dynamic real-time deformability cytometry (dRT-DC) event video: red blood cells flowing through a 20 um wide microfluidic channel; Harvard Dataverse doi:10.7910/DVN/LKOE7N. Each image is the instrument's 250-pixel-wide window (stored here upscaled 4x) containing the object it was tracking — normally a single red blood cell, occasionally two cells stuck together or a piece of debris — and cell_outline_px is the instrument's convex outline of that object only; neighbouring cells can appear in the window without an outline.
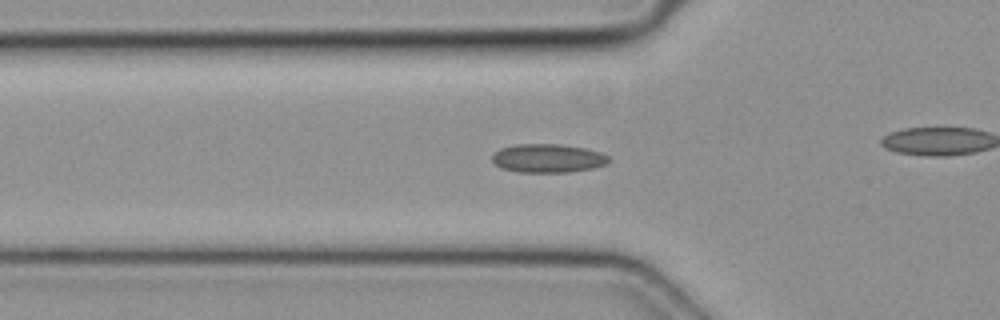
{"species": "common noctule bat (a hibernating species)", "species_latin": "Nyctalus noctula", "temperature_condition": "cold", "stored_images_in_passage": 39, "camera_frame_rate_fps": 3000, "um_per_image_px": 0.085, "animal": {"sex": "female", "body_mass_g": 19.3, "forearm_length_mm": 54.1}, "frame": {"image": 1, "passage_image": 17, "time_ms": 5.333, "image_size_px": [1000, 320], "cell_outline_px": [[608, 160], [604, 164], [592, 168], [568, 172], [516, 172], [500, 168], [492, 160], [492, 156], [500, 148], [516, 144], [560, 144], [584, 148], [600, 152], [608, 156]], "centroid_in_image_um": [46.52, 13.45], "position_along_channel_um": 79.3, "area_um2": 19.31}}
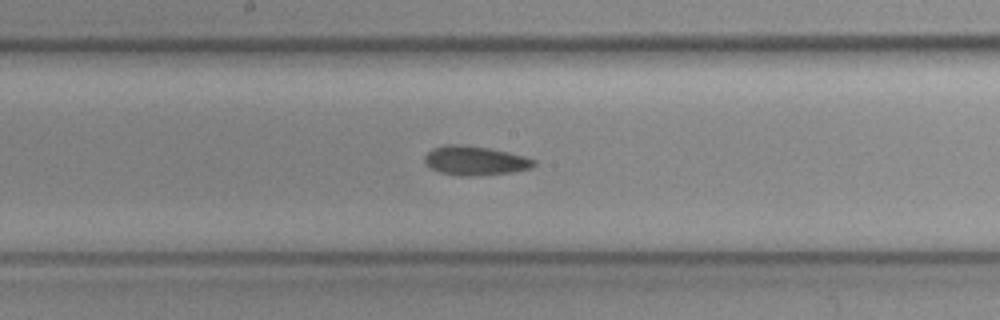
{"frame": {"image": 2, "passage_image": 26, "time_ms": 8.333, "image_size_px": [1000, 320], "cell_outline_px": [[536, 164], [532, 168], [512, 172], [472, 176], [460, 176], [440, 172], [432, 168], [424, 160], [424, 156], [432, 148], [444, 144], [460, 144], [488, 148], [508, 152], [524, 156], [536, 160]], "centroid_in_image_um": [40.39, 13.65], "position_along_channel_um": 207.8, "area_um2": 18.55}}
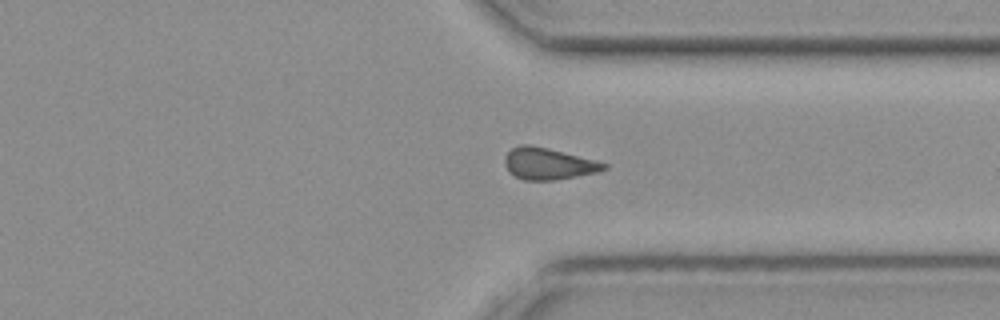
{"frame": {"image": 3, "passage_image": 37, "time_ms": 12.0, "image_size_px": [1000, 320], "cell_outline_px": [[608, 168], [596, 172], [556, 180], [524, 180], [508, 172], [504, 164], [504, 156], [512, 148], [520, 144], [528, 144], [548, 148], [596, 160], [608, 164]], "centroid_in_image_um": [46.58, 13.91], "position_along_channel_um": 364.8, "area_um2": 18.32}}